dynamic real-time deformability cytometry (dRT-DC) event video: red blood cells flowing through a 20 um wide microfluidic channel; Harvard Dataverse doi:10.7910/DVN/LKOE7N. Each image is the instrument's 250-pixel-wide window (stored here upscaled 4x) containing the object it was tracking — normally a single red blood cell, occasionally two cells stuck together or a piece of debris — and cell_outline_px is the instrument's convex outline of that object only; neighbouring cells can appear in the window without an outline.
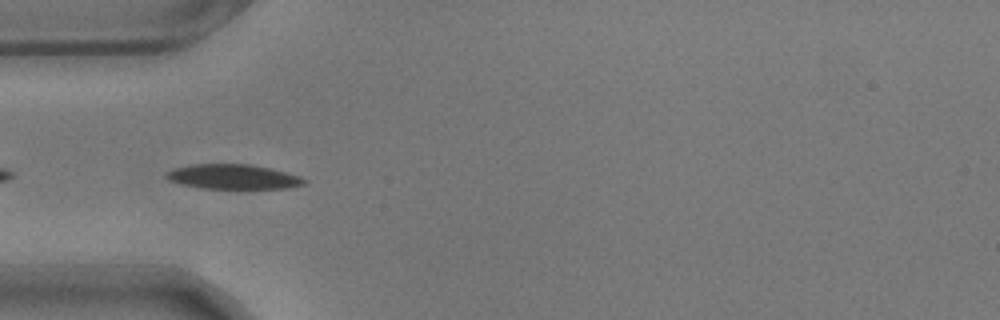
{"species": "common noctule bat (a hibernating species)", "species_latin": "Nyctalus noctula", "temperature_condition": "warm", "stored_images_in_passage": 6, "camera_frame_rate_fps": 3000, "um_per_image_px": 0.085, "animal": {"sex": "male", "body_mass_g": 17.9}, "frame": {"image": 1, "passage_image": 2, "time_ms": 0.333, "image_size_px": [1000, 320], "cell_outline_px": [[308, 180], [304, 184], [288, 188], [200, 188], [180, 184], [168, 180], [164, 176], [164, 172], [176, 168], [192, 164], [248, 164], [268, 168], [300, 176]], "centroid_in_image_um": [19.77, 15.02], "position_along_channel_um": 65.2, "area_um2": 19.77}}